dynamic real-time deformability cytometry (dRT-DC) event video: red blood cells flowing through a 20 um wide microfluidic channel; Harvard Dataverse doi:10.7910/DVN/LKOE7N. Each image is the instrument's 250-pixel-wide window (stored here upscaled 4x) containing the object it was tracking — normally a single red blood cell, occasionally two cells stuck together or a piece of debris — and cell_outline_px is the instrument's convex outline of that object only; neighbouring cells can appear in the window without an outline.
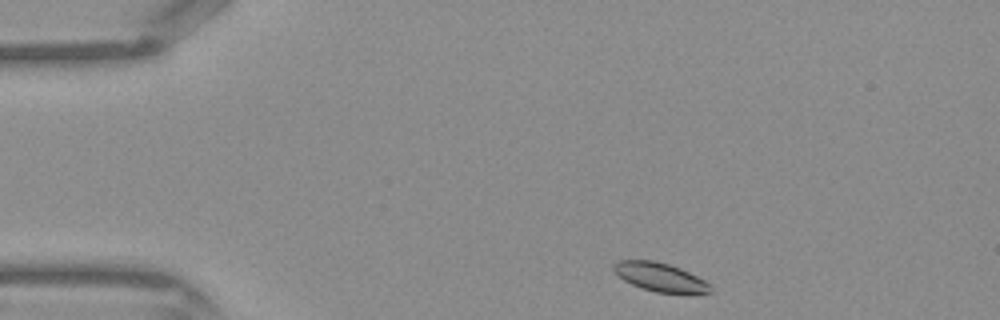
{"species": "Egyptian fruit bat (a non-hibernating species)", "species_latin": "Rousettus aegyptiacus", "temperature_condition": "warm", "stored_images_in_passage": 37, "camera_frame_rate_fps": 3000, "um_per_image_px": 0.085, "frame": {"image": 1, "passage_image": 1, "time_ms": 0.0, "image_size_px": [1000, 320], "cell_outline_px": [[712, 292], [656, 292], [640, 288], [624, 280], [612, 268], [612, 264], [616, 260], [656, 260], [680, 268], [704, 280], [712, 288]], "centroid_in_image_um": [56.04, 23.52], "position_along_channel_um": 29.0, "area_um2": 15.84}}
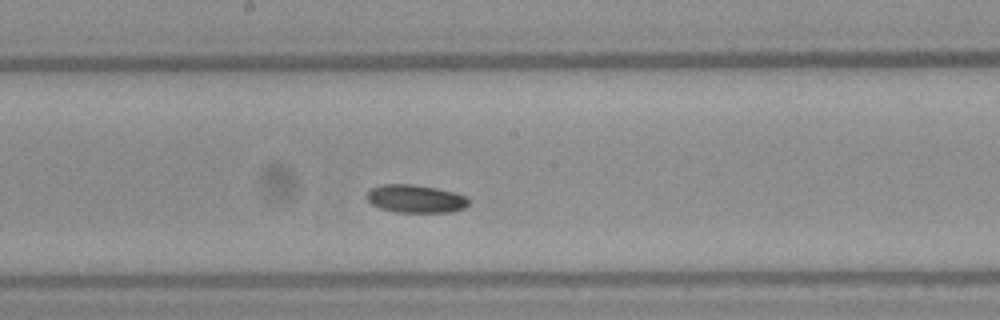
{"frame": {"image": 2, "passage_image": 17, "time_ms": 5.333, "image_size_px": [1000, 320], "cell_outline_px": [[468, 204], [464, 208], [452, 212], [396, 212], [380, 208], [372, 204], [364, 196], [372, 188], [380, 184], [412, 184], [436, 188], [468, 196]], "centroid_in_image_um": [35.31, 16.89], "position_along_channel_um": 212.9, "area_um2": 16.65}}
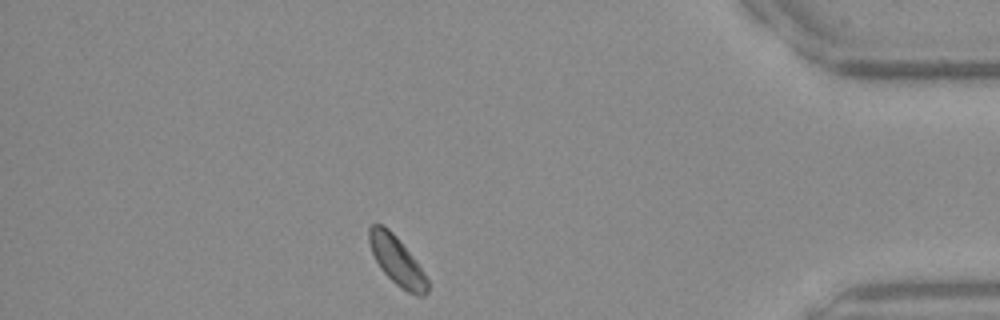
{"frame": {"image": 3, "passage_image": 32, "time_ms": 10.333, "image_size_px": [1000, 320], "cell_outline_px": [[428, 292], [424, 296], [416, 296], [400, 288], [380, 268], [372, 252], [368, 240], [368, 228], [372, 224], [380, 224], [388, 228], [396, 236], [424, 272], [428, 280]], "centroid_in_image_um": [33.73, 22.17], "position_along_channel_um": 401.5, "area_um2": 16.36}}